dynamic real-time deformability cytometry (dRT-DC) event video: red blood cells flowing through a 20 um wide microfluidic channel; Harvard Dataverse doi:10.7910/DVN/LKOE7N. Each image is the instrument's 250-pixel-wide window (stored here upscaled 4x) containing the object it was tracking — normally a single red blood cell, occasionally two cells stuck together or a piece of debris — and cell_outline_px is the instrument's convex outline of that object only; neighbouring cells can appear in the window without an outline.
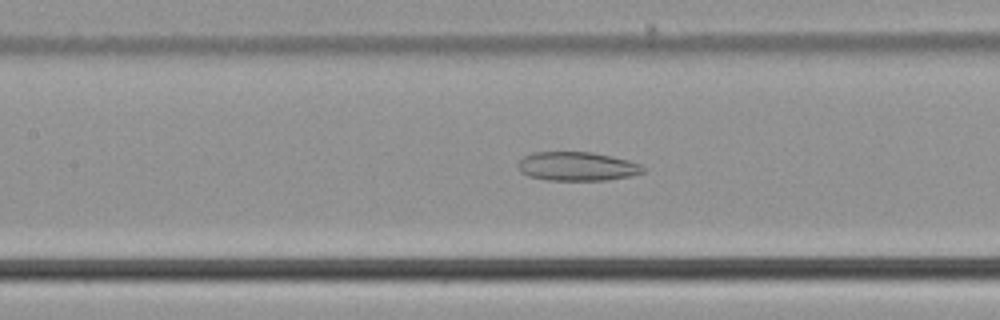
{"species": "common noctule bat (a hibernating species)", "species_latin": "Nyctalus noctula", "temperature_condition": "cold", "stored_images_in_passage": 51, "camera_frame_rate_fps": 3000, "um_per_image_px": 0.085, "animal": {"sex": "male", "body_mass_g": 21.5, "forearm_length_mm": 52.0}, "frame": {"image": 1, "passage_image": 26, "time_ms": 8.333, "image_size_px": [1000, 320], "cell_outline_px": [[644, 172], [632, 176], [608, 180], [548, 180], [528, 176], [520, 172], [516, 168], [516, 164], [524, 156], [532, 152], [592, 152], [612, 156], [628, 160], [640, 164], [644, 168]], "centroid_in_image_um": [49.02, 14.14], "position_along_channel_um": 158.4, "area_um2": 21.27}}
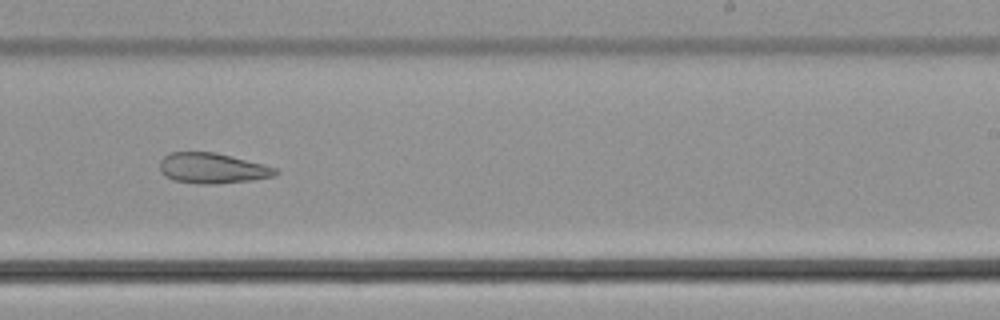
{"frame": {"image": 2, "passage_image": 35, "time_ms": 11.333, "image_size_px": [1000, 320], "cell_outline_px": [[280, 172], [276, 176], [252, 180], [216, 184], [200, 184], [172, 180], [164, 176], [160, 172], [160, 160], [168, 152], [216, 152], [276, 168]], "centroid_in_image_um": [18.02, 14.3], "position_along_channel_um": 271.0, "area_um2": 20.63}}
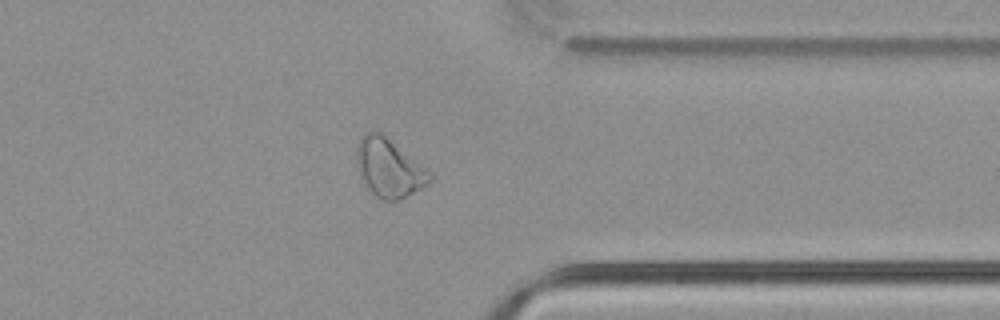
{"frame": {"image": 3, "passage_image": 44, "time_ms": 14.333, "image_size_px": [1000, 320], "cell_outline_px": [[432, 180], [428, 184], [396, 200], [380, 200], [368, 188], [360, 176], [356, 160], [356, 148], [360, 140], [368, 132], [380, 132], [432, 172]], "centroid_in_image_um": [33.07, 14.28], "position_along_channel_um": 378.3, "area_um2": 24.39}}